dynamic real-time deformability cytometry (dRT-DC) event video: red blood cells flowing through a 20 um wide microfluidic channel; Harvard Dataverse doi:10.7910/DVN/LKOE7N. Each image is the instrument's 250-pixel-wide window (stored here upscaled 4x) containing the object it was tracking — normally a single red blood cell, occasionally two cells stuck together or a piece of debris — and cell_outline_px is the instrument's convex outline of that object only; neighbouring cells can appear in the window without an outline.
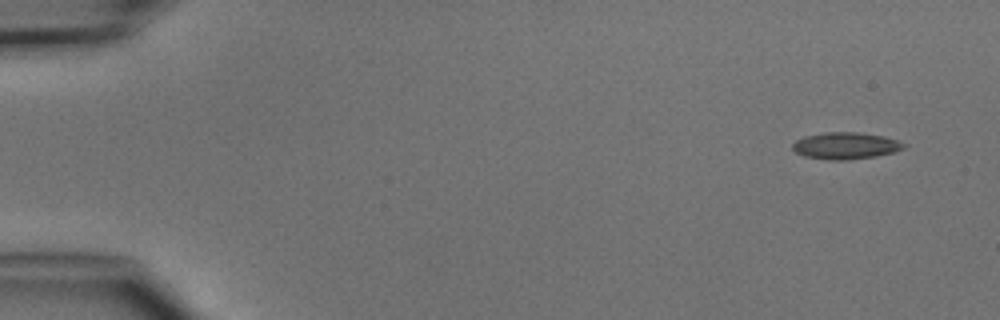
{"species": "common noctule bat (a hibernating species)", "species_latin": "Nyctalus noctula", "temperature_condition": "cold", "stored_images_in_passage": 5, "camera_frame_rate_fps": 3000, "um_per_image_px": 0.085, "animal": {"sex": "male", "body_mass_g": 15.6}, "frame": {"image": 1, "passage_image": 1, "time_ms": 0.0, "image_size_px": [1000, 320], "cell_outline_px": [[908, 144], [904, 148], [892, 152], [876, 156], [844, 160], [828, 160], [804, 156], [796, 152], [792, 148], [792, 144], [796, 140], [804, 136], [824, 132], [860, 132], [884, 136]], "centroid_in_image_um": [71.86, 12.38], "position_along_channel_um": 13.1, "area_um2": 17.4}}
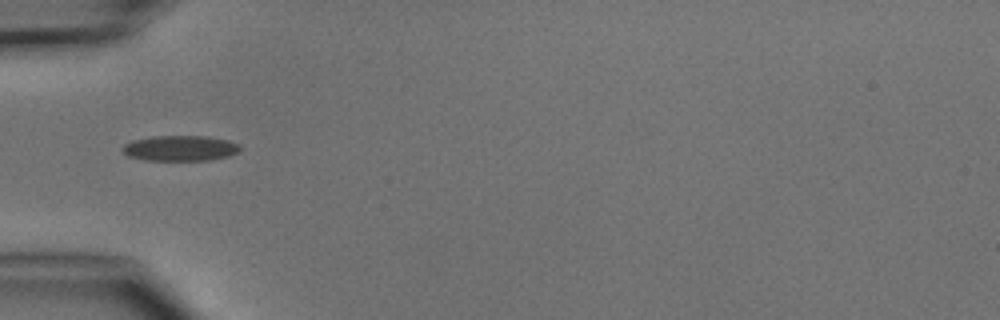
{"frame": {"image": 2, "passage_image": 4, "time_ms": 4.333, "image_size_px": [1000, 320], "cell_outline_px": [[240, 148], [236, 152], [228, 156], [208, 160], [144, 160], [128, 156], [120, 148], [124, 144], [132, 140], [152, 136], [208, 136], [228, 140], [240, 144]], "centroid_in_image_um": [15.28, 12.59], "position_along_channel_um": 69.7, "area_um2": 17.46}}